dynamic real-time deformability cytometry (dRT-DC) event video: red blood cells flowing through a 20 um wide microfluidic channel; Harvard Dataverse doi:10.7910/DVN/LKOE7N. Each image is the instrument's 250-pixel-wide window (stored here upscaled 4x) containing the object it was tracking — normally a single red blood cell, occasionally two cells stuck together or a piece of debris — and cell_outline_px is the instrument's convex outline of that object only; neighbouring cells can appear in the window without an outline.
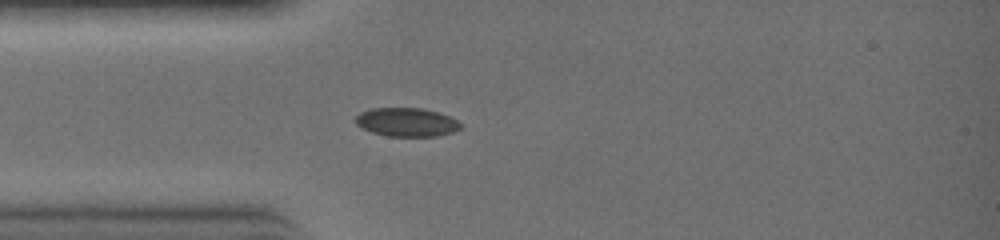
{"species": "common noctule bat (a hibernating species)", "species_latin": "Nyctalus noctula", "temperature_condition": "warm", "stored_images_in_passage": 24, "camera_frame_rate_fps": 3000, "um_per_image_px": 0.085, "animal": {"sex": "female", "body_mass_g": 19.0, "forearm_length_mm": 51.5}, "frame": {"image": 1, "passage_image": 1, "time_ms": 0.0, "image_size_px": [1000, 240], "cell_outline_px": [[460, 128], [452, 132], [436, 136], [388, 136], [372, 132], [356, 124], [356, 116], [360, 112], [372, 108], [424, 108], [448, 116], [456, 120], [460, 124]], "centroid_in_image_um": [34.54, 10.38], "position_along_channel_um": 50.5, "area_um2": 17.28}}
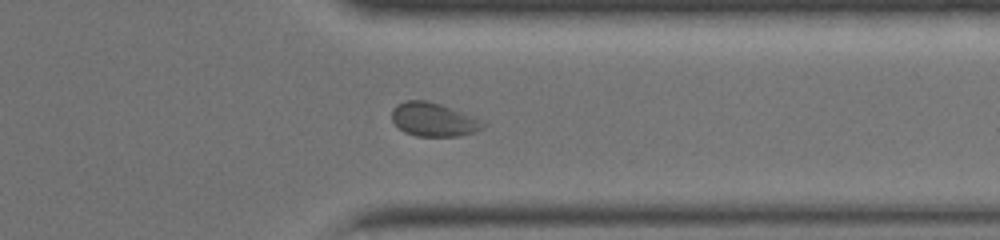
{"frame": {"image": 2, "passage_image": 17, "time_ms": 5.333, "image_size_px": [1000, 240], "cell_outline_px": [[488, 124], [484, 128], [476, 132], [456, 136], [416, 136], [404, 132], [392, 120], [392, 108], [396, 104], [404, 100], [424, 100], [440, 104], [472, 116]], "centroid_in_image_um": [36.84, 10.16], "position_along_channel_um": 374.6, "area_um2": 17.86}}
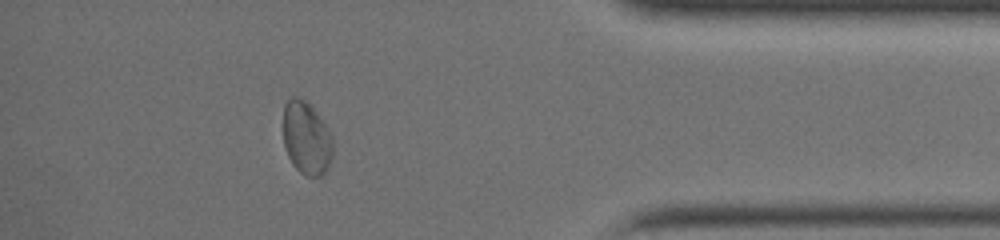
{"frame": {"image": 3, "passage_image": 20, "time_ms": 6.333, "image_size_px": [1000, 240], "cell_outline_px": [[332, 156], [328, 168], [320, 176], [308, 176], [300, 172], [292, 164], [288, 156], [284, 144], [284, 104], [292, 96], [296, 96], [304, 100], [316, 112], [332, 136]], "centroid_in_image_um": [26.04, 11.75], "position_along_channel_um": 409.2, "area_um2": 20.87}}